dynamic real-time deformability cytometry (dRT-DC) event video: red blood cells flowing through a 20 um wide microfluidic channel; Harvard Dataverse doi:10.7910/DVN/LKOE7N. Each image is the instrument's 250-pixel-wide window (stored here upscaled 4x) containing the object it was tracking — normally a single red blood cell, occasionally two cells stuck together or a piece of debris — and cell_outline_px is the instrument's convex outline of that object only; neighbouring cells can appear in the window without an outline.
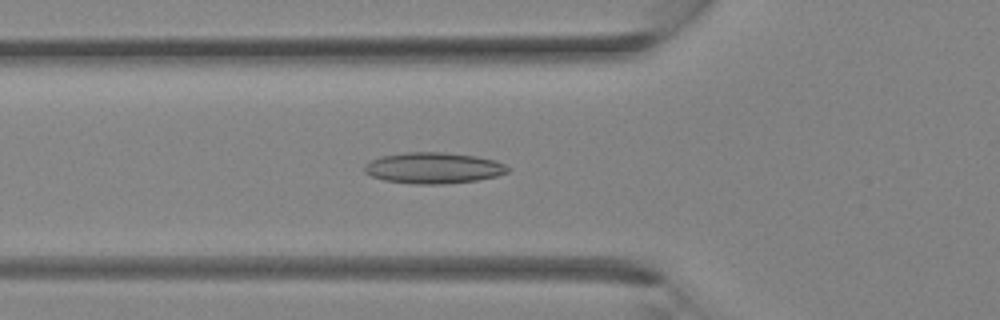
{"species": "Egyptian fruit bat (a non-hibernating species)", "species_latin": "Rousettus aegyptiacus", "temperature_condition": "room temperature", "stored_images_in_passage": 33, "camera_frame_rate_fps": 3000, "um_per_image_px": 0.085, "animal": {"sex": "female"}, "frame": {"image": 1, "passage_image": 11, "time_ms": 3.333, "image_size_px": [1000, 320], "cell_outline_px": [[508, 172], [496, 176], [476, 180], [444, 184], [416, 184], [384, 180], [372, 176], [364, 172], [364, 164], [380, 156], [404, 152], [444, 152], [476, 156], [496, 160], [504, 164], [508, 168]], "centroid_in_image_um": [36.82, 14.27], "position_along_channel_um": 89.0, "area_um2": 25.95}}
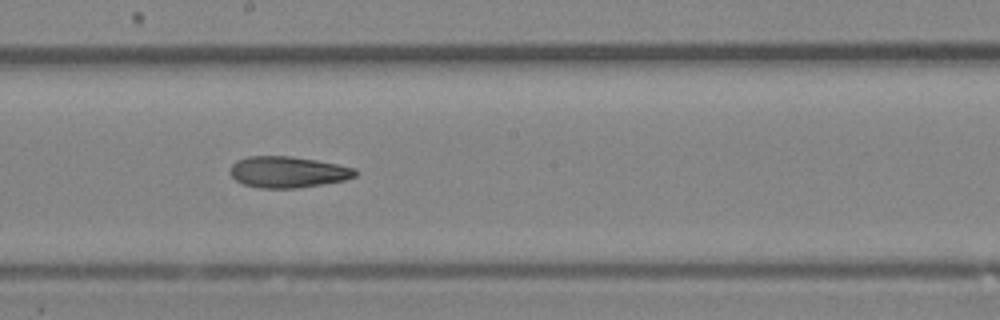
{"frame": {"image": 2, "passage_image": 18, "time_ms": 5.667, "image_size_px": [1000, 320], "cell_outline_px": [[356, 176], [344, 180], [296, 188], [260, 188], [244, 184], [236, 180], [228, 172], [232, 164], [236, 160], [248, 156], [292, 156], [316, 160], [356, 168]], "centroid_in_image_um": [24.43, 14.61], "position_along_channel_um": 223.8, "area_um2": 22.72}}
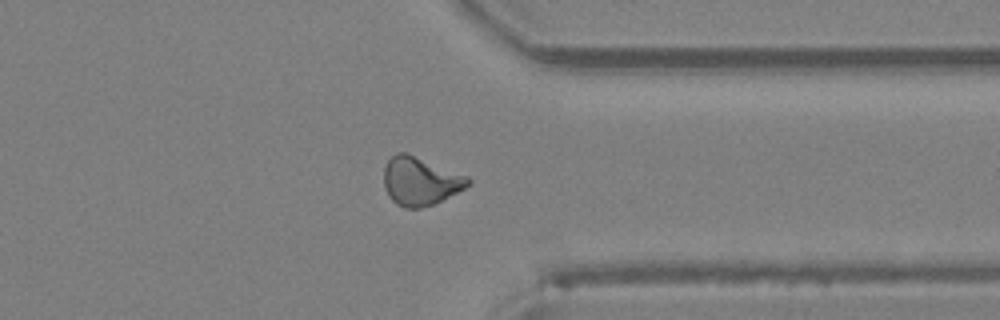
{"frame": {"image": 3, "passage_image": 26, "time_ms": 8.333, "image_size_px": [1000, 320], "cell_outline_px": [[472, 180], [464, 188], [432, 204], [420, 208], [404, 208], [396, 204], [388, 196], [384, 188], [384, 168], [388, 160], [396, 152], [408, 152], [468, 176]], "centroid_in_image_um": [35.69, 15.37], "position_along_channel_um": 375.7, "area_um2": 23.7}}